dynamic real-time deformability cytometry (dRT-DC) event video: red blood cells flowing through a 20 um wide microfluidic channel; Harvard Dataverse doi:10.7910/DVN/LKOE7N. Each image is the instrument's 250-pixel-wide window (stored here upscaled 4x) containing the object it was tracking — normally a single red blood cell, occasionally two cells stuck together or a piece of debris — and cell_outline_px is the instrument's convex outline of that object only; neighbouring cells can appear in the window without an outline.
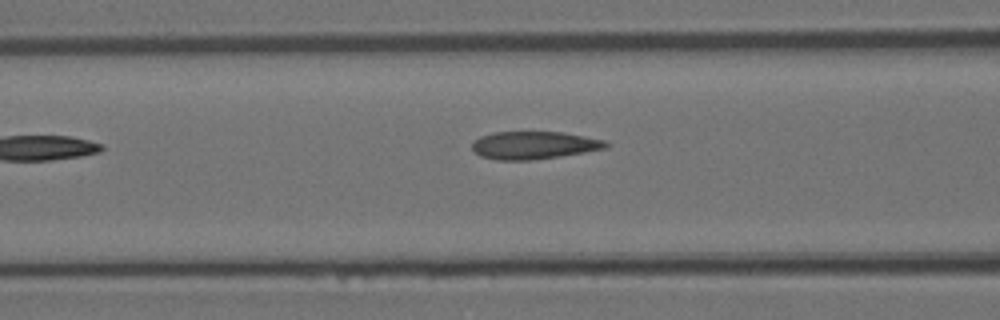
{"species": "Egyptian fruit bat (a non-hibernating species)", "species_latin": "Rousettus aegyptiacus", "temperature_condition": "room temperature", "stored_images_in_passage": 3, "camera_frame_rate_fps": 3000, "um_per_image_px": 0.085, "animal": {"sex": "female"}, "frame": {"image": 1, "passage_image": 3, "time_ms": 0.667, "image_size_px": [1000, 320], "cell_outline_px": [[612, 144], [604, 148], [584, 152], [560, 156], [528, 160], [496, 160], [480, 156], [472, 148], [472, 144], [480, 136], [496, 132], [560, 132], [604, 140]], "centroid_in_image_um": [45.37, 12.35], "position_along_channel_um": 121.2, "area_um2": 21.33}}